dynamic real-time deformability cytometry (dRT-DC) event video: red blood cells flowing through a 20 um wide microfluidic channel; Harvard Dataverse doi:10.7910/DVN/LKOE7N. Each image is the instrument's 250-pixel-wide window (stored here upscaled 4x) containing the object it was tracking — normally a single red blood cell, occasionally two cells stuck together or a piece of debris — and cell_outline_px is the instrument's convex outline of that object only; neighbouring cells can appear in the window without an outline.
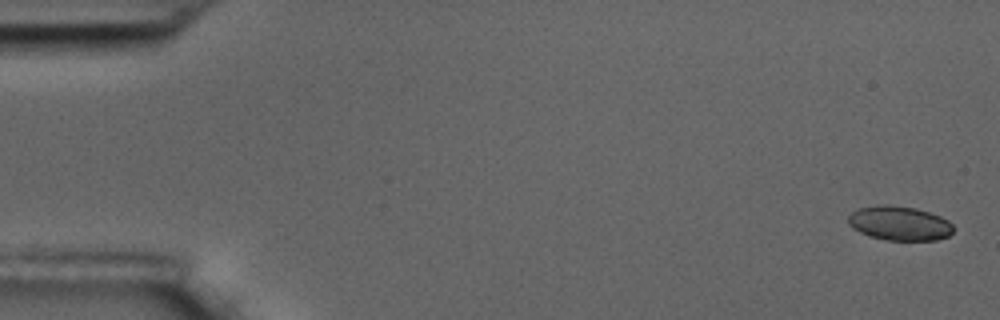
{"species": "common noctule bat (a hibernating species)", "species_latin": "Nyctalus noctula", "temperature_condition": "room temperature", "stored_images_in_passage": 6, "camera_frame_rate_fps": 3000, "um_per_image_px": 0.085, "animal": {"sex": "male", "body_mass_g": 17.5, "forearm_length_mm": 52.3}, "frame": {"image": 1, "passage_image": 1, "time_ms": 0.0, "image_size_px": [1000, 320], "cell_outline_px": [[952, 232], [948, 236], [936, 240], [888, 240], [868, 236], [852, 228], [848, 224], [848, 216], [856, 208], [876, 204], [888, 204], [916, 208], [940, 216], [948, 220], [952, 224]], "centroid_in_image_um": [76.41, 18.96], "position_along_channel_um": 8.6, "area_um2": 21.21}}
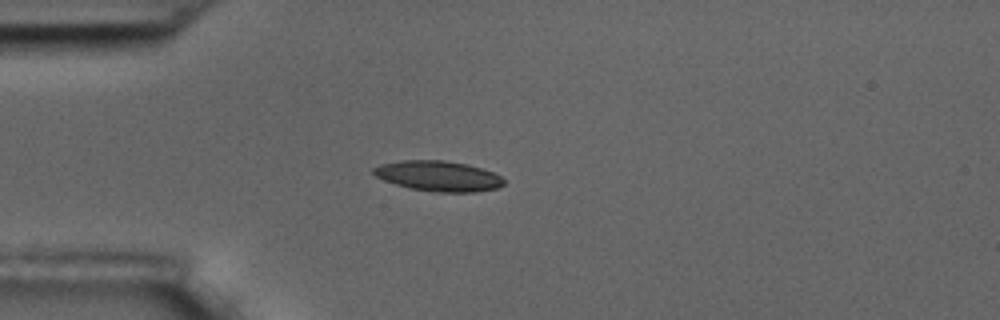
{"frame": {"image": 2, "passage_image": 5, "time_ms": 1.333, "image_size_px": [1000, 320], "cell_outline_px": [[504, 184], [496, 188], [476, 192], [436, 192], [412, 188], [396, 184], [384, 180], [376, 176], [372, 172], [372, 168], [380, 164], [404, 160], [444, 160], [468, 164], [492, 172], [500, 176], [504, 180]], "centroid_in_image_um": [37.25, 14.95], "position_along_channel_um": 47.7, "area_um2": 22.89}}